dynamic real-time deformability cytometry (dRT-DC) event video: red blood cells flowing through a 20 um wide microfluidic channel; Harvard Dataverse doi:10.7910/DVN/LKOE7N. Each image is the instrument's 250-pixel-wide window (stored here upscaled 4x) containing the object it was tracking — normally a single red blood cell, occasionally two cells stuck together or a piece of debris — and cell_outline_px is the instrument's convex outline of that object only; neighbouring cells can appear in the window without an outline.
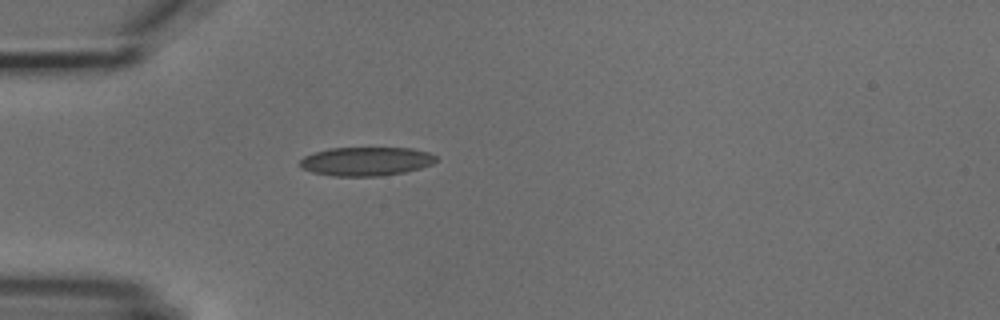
{"species": "common noctule bat (a hibernating species)", "species_latin": "Nyctalus noctula", "temperature_condition": "cold", "stored_images_in_passage": 4, "camera_frame_rate_fps": 3000, "um_per_image_px": 0.085, "animal": {"sex": "male", "body_mass_g": 18.8}, "frame": {"image": 1, "passage_image": 4, "time_ms": 4.333, "image_size_px": [1000, 320], "cell_outline_px": [[436, 160], [432, 164], [420, 168], [404, 172], [380, 176], [332, 176], [312, 172], [300, 168], [300, 160], [304, 156], [312, 152], [328, 148], [412, 148], [428, 152], [436, 156]], "centroid_in_image_um": [31.08, 13.71], "position_along_channel_um": 53.9, "area_um2": 22.95}}